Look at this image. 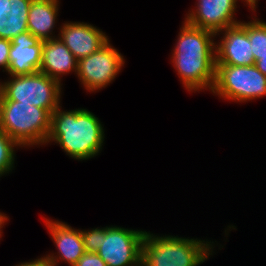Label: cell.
<instances>
[{"instance_id":"obj_17","label":"cell","mask_w":266,"mask_h":266,"mask_svg":"<svg viewBox=\"0 0 266 266\" xmlns=\"http://www.w3.org/2000/svg\"><path fill=\"white\" fill-rule=\"evenodd\" d=\"M256 9H258V7L253 8L251 11L253 15L251 14V16L248 17L251 19L250 21L241 20L239 23L248 33L255 62L261 55L266 53V22L265 20H260L256 16Z\"/></svg>"},{"instance_id":"obj_7","label":"cell","mask_w":266,"mask_h":266,"mask_svg":"<svg viewBox=\"0 0 266 266\" xmlns=\"http://www.w3.org/2000/svg\"><path fill=\"white\" fill-rule=\"evenodd\" d=\"M125 57L109 40L98 51L78 60L77 77L86 93L110 86L125 68Z\"/></svg>"},{"instance_id":"obj_6","label":"cell","mask_w":266,"mask_h":266,"mask_svg":"<svg viewBox=\"0 0 266 266\" xmlns=\"http://www.w3.org/2000/svg\"><path fill=\"white\" fill-rule=\"evenodd\" d=\"M211 94L229 103L253 102L266 96V76L255 64L216 65L215 83Z\"/></svg>"},{"instance_id":"obj_13","label":"cell","mask_w":266,"mask_h":266,"mask_svg":"<svg viewBox=\"0 0 266 266\" xmlns=\"http://www.w3.org/2000/svg\"><path fill=\"white\" fill-rule=\"evenodd\" d=\"M11 44L6 75L34 74L40 70L43 41L26 31L14 37Z\"/></svg>"},{"instance_id":"obj_8","label":"cell","mask_w":266,"mask_h":266,"mask_svg":"<svg viewBox=\"0 0 266 266\" xmlns=\"http://www.w3.org/2000/svg\"><path fill=\"white\" fill-rule=\"evenodd\" d=\"M145 232L117 225L101 227V246L96 253L107 266H141Z\"/></svg>"},{"instance_id":"obj_24","label":"cell","mask_w":266,"mask_h":266,"mask_svg":"<svg viewBox=\"0 0 266 266\" xmlns=\"http://www.w3.org/2000/svg\"><path fill=\"white\" fill-rule=\"evenodd\" d=\"M8 221H10L9 216L6 213L0 211V240L3 237V228H5V225L9 224Z\"/></svg>"},{"instance_id":"obj_22","label":"cell","mask_w":266,"mask_h":266,"mask_svg":"<svg viewBox=\"0 0 266 266\" xmlns=\"http://www.w3.org/2000/svg\"><path fill=\"white\" fill-rule=\"evenodd\" d=\"M13 266H51L48 261L45 259V257L38 256L36 259L28 260V261H21L18 264H14Z\"/></svg>"},{"instance_id":"obj_15","label":"cell","mask_w":266,"mask_h":266,"mask_svg":"<svg viewBox=\"0 0 266 266\" xmlns=\"http://www.w3.org/2000/svg\"><path fill=\"white\" fill-rule=\"evenodd\" d=\"M60 1L61 0H32L27 17L28 31L39 40L46 41L59 37L61 27L58 21ZM55 31L56 33L58 32V34H55Z\"/></svg>"},{"instance_id":"obj_19","label":"cell","mask_w":266,"mask_h":266,"mask_svg":"<svg viewBox=\"0 0 266 266\" xmlns=\"http://www.w3.org/2000/svg\"><path fill=\"white\" fill-rule=\"evenodd\" d=\"M84 248L86 252H97L101 246V227L82 229Z\"/></svg>"},{"instance_id":"obj_18","label":"cell","mask_w":266,"mask_h":266,"mask_svg":"<svg viewBox=\"0 0 266 266\" xmlns=\"http://www.w3.org/2000/svg\"><path fill=\"white\" fill-rule=\"evenodd\" d=\"M23 149L16 141L0 130V178L8 176L14 170L16 151Z\"/></svg>"},{"instance_id":"obj_2","label":"cell","mask_w":266,"mask_h":266,"mask_svg":"<svg viewBox=\"0 0 266 266\" xmlns=\"http://www.w3.org/2000/svg\"><path fill=\"white\" fill-rule=\"evenodd\" d=\"M62 104L51 114L46 145H59L66 156L88 161L100 155L104 147L105 128L101 120L87 108L63 110Z\"/></svg>"},{"instance_id":"obj_1","label":"cell","mask_w":266,"mask_h":266,"mask_svg":"<svg viewBox=\"0 0 266 266\" xmlns=\"http://www.w3.org/2000/svg\"><path fill=\"white\" fill-rule=\"evenodd\" d=\"M171 50L170 63L182 87L189 93H211L216 76V34L181 22Z\"/></svg>"},{"instance_id":"obj_11","label":"cell","mask_w":266,"mask_h":266,"mask_svg":"<svg viewBox=\"0 0 266 266\" xmlns=\"http://www.w3.org/2000/svg\"><path fill=\"white\" fill-rule=\"evenodd\" d=\"M59 38L77 60L98 51L111 40L102 29L85 21H64Z\"/></svg>"},{"instance_id":"obj_9","label":"cell","mask_w":266,"mask_h":266,"mask_svg":"<svg viewBox=\"0 0 266 266\" xmlns=\"http://www.w3.org/2000/svg\"><path fill=\"white\" fill-rule=\"evenodd\" d=\"M240 0H196L194 7L188 9L184 19L193 26L207 29L215 34L241 22L236 17ZM249 11L255 8L248 0L241 3ZM238 9V10H237Z\"/></svg>"},{"instance_id":"obj_23","label":"cell","mask_w":266,"mask_h":266,"mask_svg":"<svg viewBox=\"0 0 266 266\" xmlns=\"http://www.w3.org/2000/svg\"><path fill=\"white\" fill-rule=\"evenodd\" d=\"M258 70L266 76V53L261 55L260 58L255 62Z\"/></svg>"},{"instance_id":"obj_16","label":"cell","mask_w":266,"mask_h":266,"mask_svg":"<svg viewBox=\"0 0 266 266\" xmlns=\"http://www.w3.org/2000/svg\"><path fill=\"white\" fill-rule=\"evenodd\" d=\"M32 0H6L0 15V38L12 40L28 31V13Z\"/></svg>"},{"instance_id":"obj_12","label":"cell","mask_w":266,"mask_h":266,"mask_svg":"<svg viewBox=\"0 0 266 266\" xmlns=\"http://www.w3.org/2000/svg\"><path fill=\"white\" fill-rule=\"evenodd\" d=\"M216 39V65L251 66L255 64L248 33L240 24L217 32Z\"/></svg>"},{"instance_id":"obj_3","label":"cell","mask_w":266,"mask_h":266,"mask_svg":"<svg viewBox=\"0 0 266 266\" xmlns=\"http://www.w3.org/2000/svg\"><path fill=\"white\" fill-rule=\"evenodd\" d=\"M224 245L218 241L145 232L141 266H200ZM206 261V262H205Z\"/></svg>"},{"instance_id":"obj_25","label":"cell","mask_w":266,"mask_h":266,"mask_svg":"<svg viewBox=\"0 0 266 266\" xmlns=\"http://www.w3.org/2000/svg\"><path fill=\"white\" fill-rule=\"evenodd\" d=\"M254 7H258L259 0H248Z\"/></svg>"},{"instance_id":"obj_21","label":"cell","mask_w":266,"mask_h":266,"mask_svg":"<svg viewBox=\"0 0 266 266\" xmlns=\"http://www.w3.org/2000/svg\"><path fill=\"white\" fill-rule=\"evenodd\" d=\"M74 266H107L96 252H85Z\"/></svg>"},{"instance_id":"obj_20","label":"cell","mask_w":266,"mask_h":266,"mask_svg":"<svg viewBox=\"0 0 266 266\" xmlns=\"http://www.w3.org/2000/svg\"><path fill=\"white\" fill-rule=\"evenodd\" d=\"M11 41L0 38V68L5 74L8 72L9 67V52L11 48Z\"/></svg>"},{"instance_id":"obj_10","label":"cell","mask_w":266,"mask_h":266,"mask_svg":"<svg viewBox=\"0 0 266 266\" xmlns=\"http://www.w3.org/2000/svg\"><path fill=\"white\" fill-rule=\"evenodd\" d=\"M42 221L57 250L44 255L51 266H59L61 263L74 266L86 252L84 248L81 228H74L64 221L43 217Z\"/></svg>"},{"instance_id":"obj_26","label":"cell","mask_w":266,"mask_h":266,"mask_svg":"<svg viewBox=\"0 0 266 266\" xmlns=\"http://www.w3.org/2000/svg\"><path fill=\"white\" fill-rule=\"evenodd\" d=\"M6 0H0V15H1V12H2V8L5 4Z\"/></svg>"},{"instance_id":"obj_5","label":"cell","mask_w":266,"mask_h":266,"mask_svg":"<svg viewBox=\"0 0 266 266\" xmlns=\"http://www.w3.org/2000/svg\"><path fill=\"white\" fill-rule=\"evenodd\" d=\"M7 76L5 80L0 79V100L31 104L50 114L62 104L63 84L42 72Z\"/></svg>"},{"instance_id":"obj_4","label":"cell","mask_w":266,"mask_h":266,"mask_svg":"<svg viewBox=\"0 0 266 266\" xmlns=\"http://www.w3.org/2000/svg\"><path fill=\"white\" fill-rule=\"evenodd\" d=\"M50 122L51 114L46 109L15 100H0V130L24 149L45 145Z\"/></svg>"},{"instance_id":"obj_14","label":"cell","mask_w":266,"mask_h":266,"mask_svg":"<svg viewBox=\"0 0 266 266\" xmlns=\"http://www.w3.org/2000/svg\"><path fill=\"white\" fill-rule=\"evenodd\" d=\"M78 60L58 37L43 41L40 72L63 84V77L77 75Z\"/></svg>"}]
</instances>
